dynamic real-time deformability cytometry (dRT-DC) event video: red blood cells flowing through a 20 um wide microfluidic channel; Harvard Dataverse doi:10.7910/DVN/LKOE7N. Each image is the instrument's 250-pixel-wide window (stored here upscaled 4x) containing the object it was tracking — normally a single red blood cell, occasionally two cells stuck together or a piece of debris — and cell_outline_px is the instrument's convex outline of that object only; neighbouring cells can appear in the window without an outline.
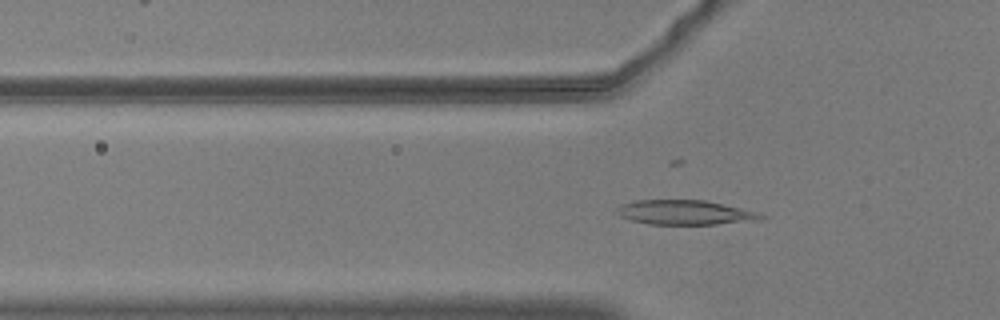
{"species": "common noctule bat (a hibernating species)", "species_latin": "Nyctalus noctula", "temperature_condition": "warm", "stored_images_in_passage": 55, "camera_frame_rate_fps": 3000, "um_per_image_px": 0.085, "animal": {"sex": "male", "body_mass_g": 20.5, "forearm_length_mm": 52.5}, "frame": {"image": 1, "passage_image": 18, "time_ms": 5.667, "image_size_px": [1000, 320], "cell_outline_px": [[768, 216], [764, 220], [716, 224], [648, 224], [632, 220], [620, 216], [616, 212], [616, 208], [620, 204], [636, 200], [704, 200], [740, 208]], "centroid_in_image_um": [58.22, 18.06], "position_along_channel_um": 67.6, "area_um2": 20.58}}
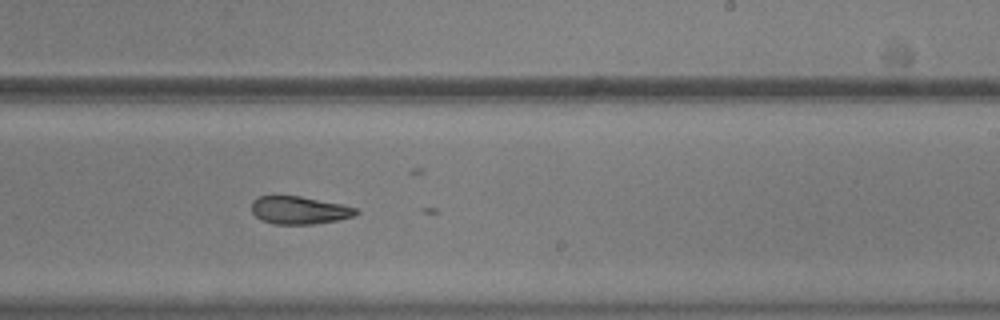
{"frame": {"image": 2, "passage_image": 34, "time_ms": 11.0, "image_size_px": [1000, 320], "cell_outline_px": [[360, 212], [352, 216], [336, 220], [312, 224], [276, 224], [264, 220], [256, 216], [252, 212], [252, 200], [260, 196], [300, 196], [340, 204], [356, 208]], "centroid_in_image_um": [25.43, 17.86], "position_along_channel_um": 263.6, "area_um2": 16.59}}
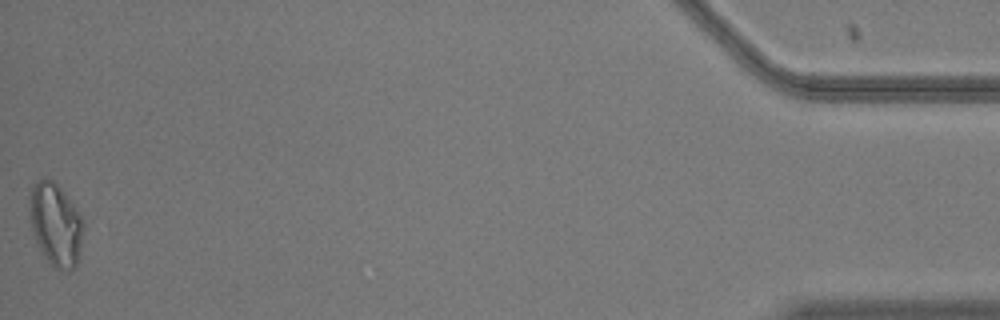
{"frame": {"image": 3, "passage_image": 55, "time_ms": 18.0, "image_size_px": [1000, 320], "cell_outline_px": [[84, 228], [80, 252], [76, 268], [68, 272], [56, 268], [44, 256], [36, 240], [32, 228], [28, 208], [28, 196], [32, 184], [44, 176], [52, 180], [64, 192], [80, 216], [84, 224]], "centroid_in_image_um": [4.72, 19.07], "position_along_channel_um": 430.5, "area_um2": 26.13}, "authors_computed_cell_mechanics": {"area_um2": 18.785, "velocity_mm_per_s": 3.6667, "shape_relaxation_time_tau1_ms": 8.8084, "shape_relaxation_time_tau2_ms": 3.6154, "deformation_change_tau1": 0.1862, "deformation_change_tau2": 0.1029}}